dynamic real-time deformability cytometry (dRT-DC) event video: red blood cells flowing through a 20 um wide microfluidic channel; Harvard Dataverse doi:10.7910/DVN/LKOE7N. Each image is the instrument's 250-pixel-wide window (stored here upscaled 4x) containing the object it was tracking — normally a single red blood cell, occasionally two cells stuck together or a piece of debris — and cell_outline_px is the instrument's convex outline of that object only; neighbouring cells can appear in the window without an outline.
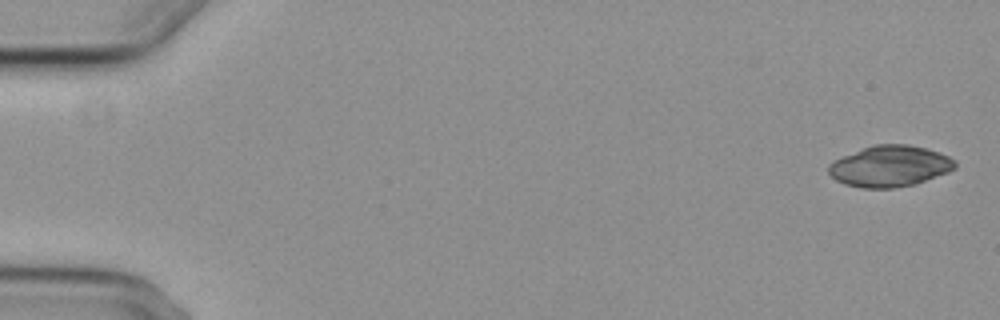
{"species": "common noctule bat (a hibernating species)", "species_latin": "Nyctalus noctula", "temperature_condition": "cold", "stored_images_in_passage": 9, "camera_frame_rate_fps": 3000, "um_per_image_px": 0.085, "animal": {"sex": "female", "body_mass_g": 29.2, "forearm_length_mm": 56.3}, "frame": {"image": 1, "passage_image": 1, "time_ms": 0.0, "image_size_px": [1000, 320], "cell_outline_px": [[956, 168], [948, 172], [916, 184], [892, 188], [860, 188], [844, 184], [836, 180], [828, 172], [828, 164], [832, 160], [864, 148], [876, 144], [908, 144], [924, 148], [948, 156], [956, 160]], "centroid_in_image_um": [75.62, 14.13], "position_along_channel_um": 9.4, "area_um2": 30.29}}
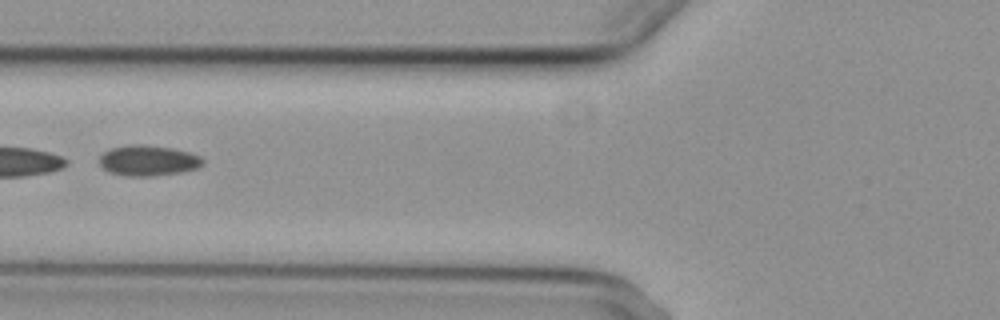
{"frame": {"image": 2, "passage_image": 6, "time_ms": 7.0, "image_size_px": [1000, 320], "cell_outline_px": [[204, 164], [200, 168], [180, 172], [152, 176], [128, 176], [108, 172], [100, 164], [100, 156], [104, 152], [112, 148], [132, 144], [144, 144], [172, 148], [188, 152], [200, 156], [204, 160]], "centroid_in_image_um": [12.62, 13.65], "position_along_channel_um": 113.2, "area_um2": 18.44}}
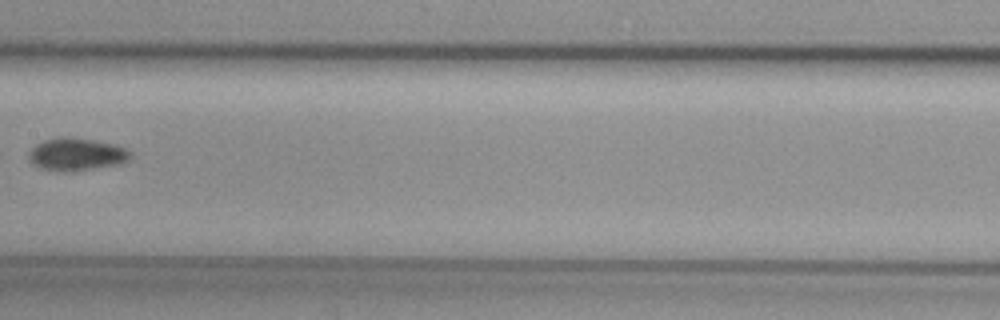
{"frame": {"image": 3, "passage_image": 8, "time_ms": 9.333, "image_size_px": [1000, 320], "cell_outline_px": [[132, 156], [128, 160], [120, 164], [72, 172], [56, 172], [40, 168], [32, 164], [28, 160], [28, 152], [36, 144], [44, 140], [64, 136], [72, 136], [112, 144], [124, 148], [132, 152]], "centroid_in_image_um": [6.46, 13.13], "position_along_channel_um": 200.9, "area_um2": 19.65}}